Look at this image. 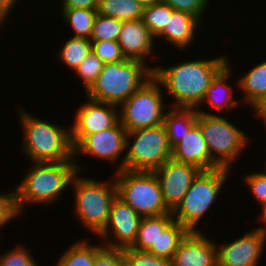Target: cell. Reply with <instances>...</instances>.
I'll list each match as a JSON object with an SVG mask.
<instances>
[{
  "mask_svg": "<svg viewBox=\"0 0 266 266\" xmlns=\"http://www.w3.org/2000/svg\"><path fill=\"white\" fill-rule=\"evenodd\" d=\"M188 59L170 66L156 65L153 78L161 85L167 103L173 108L196 109L203 100L207 88L216 74L228 63V56ZM172 98V99H171Z\"/></svg>",
  "mask_w": 266,
  "mask_h": 266,
  "instance_id": "obj_1",
  "label": "cell"
},
{
  "mask_svg": "<svg viewBox=\"0 0 266 266\" xmlns=\"http://www.w3.org/2000/svg\"><path fill=\"white\" fill-rule=\"evenodd\" d=\"M30 164L14 187L16 206L21 216L27 206L50 207L60 202L78 173L75 161Z\"/></svg>",
  "mask_w": 266,
  "mask_h": 266,
  "instance_id": "obj_2",
  "label": "cell"
},
{
  "mask_svg": "<svg viewBox=\"0 0 266 266\" xmlns=\"http://www.w3.org/2000/svg\"><path fill=\"white\" fill-rule=\"evenodd\" d=\"M21 123L20 149L31 162L74 161L70 126L65 127L46 118L40 119L24 106L17 107Z\"/></svg>",
  "mask_w": 266,
  "mask_h": 266,
  "instance_id": "obj_3",
  "label": "cell"
},
{
  "mask_svg": "<svg viewBox=\"0 0 266 266\" xmlns=\"http://www.w3.org/2000/svg\"><path fill=\"white\" fill-rule=\"evenodd\" d=\"M78 172L72 179L73 214L79 224L98 236L107 225L113 200L117 196V187L112 176L106 180L87 178Z\"/></svg>",
  "mask_w": 266,
  "mask_h": 266,
  "instance_id": "obj_4",
  "label": "cell"
},
{
  "mask_svg": "<svg viewBox=\"0 0 266 266\" xmlns=\"http://www.w3.org/2000/svg\"><path fill=\"white\" fill-rule=\"evenodd\" d=\"M152 77L153 70L139 60L106 63L85 95L119 107Z\"/></svg>",
  "mask_w": 266,
  "mask_h": 266,
  "instance_id": "obj_5",
  "label": "cell"
},
{
  "mask_svg": "<svg viewBox=\"0 0 266 266\" xmlns=\"http://www.w3.org/2000/svg\"><path fill=\"white\" fill-rule=\"evenodd\" d=\"M231 171L225 168L201 171L172 211L174 220L189 231H200L198 225L206 218V214L209 215L207 212L212 209L211 207L215 203L217 205L216 201L221 200L219 195L223 194L224 186L232 175Z\"/></svg>",
  "mask_w": 266,
  "mask_h": 266,
  "instance_id": "obj_6",
  "label": "cell"
},
{
  "mask_svg": "<svg viewBox=\"0 0 266 266\" xmlns=\"http://www.w3.org/2000/svg\"><path fill=\"white\" fill-rule=\"evenodd\" d=\"M226 117L197 112V124L207 142L211 159L220 168L233 170V164L236 165L239 156L250 147L252 137Z\"/></svg>",
  "mask_w": 266,
  "mask_h": 266,
  "instance_id": "obj_7",
  "label": "cell"
},
{
  "mask_svg": "<svg viewBox=\"0 0 266 266\" xmlns=\"http://www.w3.org/2000/svg\"><path fill=\"white\" fill-rule=\"evenodd\" d=\"M117 196L141 217L172 214L162 199L153 171L119 170L113 173Z\"/></svg>",
  "mask_w": 266,
  "mask_h": 266,
  "instance_id": "obj_8",
  "label": "cell"
},
{
  "mask_svg": "<svg viewBox=\"0 0 266 266\" xmlns=\"http://www.w3.org/2000/svg\"><path fill=\"white\" fill-rule=\"evenodd\" d=\"M164 123L127 132L123 170L154 171L171 159Z\"/></svg>",
  "mask_w": 266,
  "mask_h": 266,
  "instance_id": "obj_9",
  "label": "cell"
},
{
  "mask_svg": "<svg viewBox=\"0 0 266 266\" xmlns=\"http://www.w3.org/2000/svg\"><path fill=\"white\" fill-rule=\"evenodd\" d=\"M165 100L161 85L152 77L118 107L119 122L127 132L160 125L170 108Z\"/></svg>",
  "mask_w": 266,
  "mask_h": 266,
  "instance_id": "obj_10",
  "label": "cell"
},
{
  "mask_svg": "<svg viewBox=\"0 0 266 266\" xmlns=\"http://www.w3.org/2000/svg\"><path fill=\"white\" fill-rule=\"evenodd\" d=\"M126 136L127 131L120 122L103 131L85 135L73 147L74 161L78 172H84V168L87 167L78 163L79 160L77 159L80 155L107 161L112 167L113 165L116 166V170L113 169L114 171L123 170L126 155Z\"/></svg>",
  "mask_w": 266,
  "mask_h": 266,
  "instance_id": "obj_11",
  "label": "cell"
},
{
  "mask_svg": "<svg viewBox=\"0 0 266 266\" xmlns=\"http://www.w3.org/2000/svg\"><path fill=\"white\" fill-rule=\"evenodd\" d=\"M142 217L118 196L112 202L104 230L96 237L108 248L125 249L136 240ZM98 238V239H97Z\"/></svg>",
  "mask_w": 266,
  "mask_h": 266,
  "instance_id": "obj_12",
  "label": "cell"
},
{
  "mask_svg": "<svg viewBox=\"0 0 266 266\" xmlns=\"http://www.w3.org/2000/svg\"><path fill=\"white\" fill-rule=\"evenodd\" d=\"M85 102L78 105L74 113V120L70 125L71 142L74 147L85 135L115 126L119 122L117 106L105 102L85 98Z\"/></svg>",
  "mask_w": 266,
  "mask_h": 266,
  "instance_id": "obj_13",
  "label": "cell"
},
{
  "mask_svg": "<svg viewBox=\"0 0 266 266\" xmlns=\"http://www.w3.org/2000/svg\"><path fill=\"white\" fill-rule=\"evenodd\" d=\"M251 229L225 244L221 242L218 245L215 240L217 266H260L259 261L265 254L266 236L255 227Z\"/></svg>",
  "mask_w": 266,
  "mask_h": 266,
  "instance_id": "obj_14",
  "label": "cell"
},
{
  "mask_svg": "<svg viewBox=\"0 0 266 266\" xmlns=\"http://www.w3.org/2000/svg\"><path fill=\"white\" fill-rule=\"evenodd\" d=\"M201 171L197 166L172 158L153 171L160 185L163 202L171 212L181 202Z\"/></svg>",
  "mask_w": 266,
  "mask_h": 266,
  "instance_id": "obj_15",
  "label": "cell"
},
{
  "mask_svg": "<svg viewBox=\"0 0 266 266\" xmlns=\"http://www.w3.org/2000/svg\"><path fill=\"white\" fill-rule=\"evenodd\" d=\"M117 42L126 59L139 60L147 64L152 70L154 69L155 66H152L150 62L155 57V53H157L155 49L158 48L157 45L159 44L156 43L142 19L123 21Z\"/></svg>",
  "mask_w": 266,
  "mask_h": 266,
  "instance_id": "obj_16",
  "label": "cell"
},
{
  "mask_svg": "<svg viewBox=\"0 0 266 266\" xmlns=\"http://www.w3.org/2000/svg\"><path fill=\"white\" fill-rule=\"evenodd\" d=\"M228 57V63L216 74V76L212 79L211 84L207 88L205 96L201 101L200 105L196 108L198 113L203 114H218L222 115L224 112H233V109L243 108L244 106L240 107L239 105L242 104L241 99H235V88L232 85V81L236 76L234 74V68L230 65V61ZM232 78V79H231ZM232 81H231V80ZM211 107L212 111L208 110V108H204L203 106ZM203 107V108H202ZM201 108V109H200ZM206 109V110H205ZM216 112V113H215ZM218 112V113H217Z\"/></svg>",
  "mask_w": 266,
  "mask_h": 266,
  "instance_id": "obj_17",
  "label": "cell"
},
{
  "mask_svg": "<svg viewBox=\"0 0 266 266\" xmlns=\"http://www.w3.org/2000/svg\"><path fill=\"white\" fill-rule=\"evenodd\" d=\"M200 231H189L170 258L171 266H217L215 240Z\"/></svg>",
  "mask_w": 266,
  "mask_h": 266,
  "instance_id": "obj_18",
  "label": "cell"
},
{
  "mask_svg": "<svg viewBox=\"0 0 266 266\" xmlns=\"http://www.w3.org/2000/svg\"><path fill=\"white\" fill-rule=\"evenodd\" d=\"M204 20L201 22L198 18L193 15L183 12L173 10L172 14H168L167 25L165 26L163 32L155 39L158 43L162 39L166 41L168 46H174L177 48V52L189 49L188 47L194 45V41L198 39L197 34L202 25H204ZM198 31V32H197ZM160 39V40H159Z\"/></svg>",
  "mask_w": 266,
  "mask_h": 266,
  "instance_id": "obj_19",
  "label": "cell"
},
{
  "mask_svg": "<svg viewBox=\"0 0 266 266\" xmlns=\"http://www.w3.org/2000/svg\"><path fill=\"white\" fill-rule=\"evenodd\" d=\"M171 158L178 162L197 166L202 171L220 168L210 156L202 131L196 124L182 140L172 148Z\"/></svg>",
  "mask_w": 266,
  "mask_h": 266,
  "instance_id": "obj_20",
  "label": "cell"
},
{
  "mask_svg": "<svg viewBox=\"0 0 266 266\" xmlns=\"http://www.w3.org/2000/svg\"><path fill=\"white\" fill-rule=\"evenodd\" d=\"M242 75V76H241ZM238 79L235 80L237 86L236 91L240 90L242 96L241 102L250 106L252 109L259 101L266 97V58L257 62L247 72H243Z\"/></svg>",
  "mask_w": 266,
  "mask_h": 266,
  "instance_id": "obj_21",
  "label": "cell"
},
{
  "mask_svg": "<svg viewBox=\"0 0 266 266\" xmlns=\"http://www.w3.org/2000/svg\"><path fill=\"white\" fill-rule=\"evenodd\" d=\"M174 220L172 214L142 217L136 240L130 248L148 251L157 256V238Z\"/></svg>",
  "mask_w": 266,
  "mask_h": 266,
  "instance_id": "obj_22",
  "label": "cell"
},
{
  "mask_svg": "<svg viewBox=\"0 0 266 266\" xmlns=\"http://www.w3.org/2000/svg\"><path fill=\"white\" fill-rule=\"evenodd\" d=\"M197 124V111L194 108L170 107L164 115V125L171 148Z\"/></svg>",
  "mask_w": 266,
  "mask_h": 266,
  "instance_id": "obj_23",
  "label": "cell"
},
{
  "mask_svg": "<svg viewBox=\"0 0 266 266\" xmlns=\"http://www.w3.org/2000/svg\"><path fill=\"white\" fill-rule=\"evenodd\" d=\"M99 243L92 244L87 238L77 241L75 240L68 249L61 253V257L57 259L56 266H93L96 253L103 247L100 240ZM101 243V244H100Z\"/></svg>",
  "mask_w": 266,
  "mask_h": 266,
  "instance_id": "obj_24",
  "label": "cell"
},
{
  "mask_svg": "<svg viewBox=\"0 0 266 266\" xmlns=\"http://www.w3.org/2000/svg\"><path fill=\"white\" fill-rule=\"evenodd\" d=\"M144 7L135 0H99L97 15L121 21L142 19Z\"/></svg>",
  "mask_w": 266,
  "mask_h": 266,
  "instance_id": "obj_25",
  "label": "cell"
},
{
  "mask_svg": "<svg viewBox=\"0 0 266 266\" xmlns=\"http://www.w3.org/2000/svg\"><path fill=\"white\" fill-rule=\"evenodd\" d=\"M64 25L69 27V31H73L71 37H80L90 39L95 18L97 16L96 9H60Z\"/></svg>",
  "mask_w": 266,
  "mask_h": 266,
  "instance_id": "obj_26",
  "label": "cell"
},
{
  "mask_svg": "<svg viewBox=\"0 0 266 266\" xmlns=\"http://www.w3.org/2000/svg\"><path fill=\"white\" fill-rule=\"evenodd\" d=\"M57 54L64 67L70 69V72L76 70L82 60L91 52V40L80 37H67L64 45L60 47Z\"/></svg>",
  "mask_w": 266,
  "mask_h": 266,
  "instance_id": "obj_27",
  "label": "cell"
},
{
  "mask_svg": "<svg viewBox=\"0 0 266 266\" xmlns=\"http://www.w3.org/2000/svg\"><path fill=\"white\" fill-rule=\"evenodd\" d=\"M189 230L178 221L173 220L157 238V256L169 259L177 251L181 240Z\"/></svg>",
  "mask_w": 266,
  "mask_h": 266,
  "instance_id": "obj_28",
  "label": "cell"
},
{
  "mask_svg": "<svg viewBox=\"0 0 266 266\" xmlns=\"http://www.w3.org/2000/svg\"><path fill=\"white\" fill-rule=\"evenodd\" d=\"M174 9L164 2L145 7L142 20L149 29L151 35L156 39L164 30L168 21V14Z\"/></svg>",
  "mask_w": 266,
  "mask_h": 266,
  "instance_id": "obj_29",
  "label": "cell"
},
{
  "mask_svg": "<svg viewBox=\"0 0 266 266\" xmlns=\"http://www.w3.org/2000/svg\"><path fill=\"white\" fill-rule=\"evenodd\" d=\"M123 21L112 17L97 15L90 36L91 41H118Z\"/></svg>",
  "mask_w": 266,
  "mask_h": 266,
  "instance_id": "obj_30",
  "label": "cell"
},
{
  "mask_svg": "<svg viewBox=\"0 0 266 266\" xmlns=\"http://www.w3.org/2000/svg\"><path fill=\"white\" fill-rule=\"evenodd\" d=\"M104 62L97 57L92 51L82 60L80 65L73 71L74 75L80 79L81 86L83 84V89L86 92L90 86L97 79L98 75L101 73Z\"/></svg>",
  "mask_w": 266,
  "mask_h": 266,
  "instance_id": "obj_31",
  "label": "cell"
},
{
  "mask_svg": "<svg viewBox=\"0 0 266 266\" xmlns=\"http://www.w3.org/2000/svg\"><path fill=\"white\" fill-rule=\"evenodd\" d=\"M23 244L17 243L14 248L1 253L0 266H40L39 261L33 255L34 252L32 253L31 249Z\"/></svg>",
  "mask_w": 266,
  "mask_h": 266,
  "instance_id": "obj_32",
  "label": "cell"
},
{
  "mask_svg": "<svg viewBox=\"0 0 266 266\" xmlns=\"http://www.w3.org/2000/svg\"><path fill=\"white\" fill-rule=\"evenodd\" d=\"M123 259L125 266H171L169 259L130 247L123 249Z\"/></svg>",
  "mask_w": 266,
  "mask_h": 266,
  "instance_id": "obj_33",
  "label": "cell"
},
{
  "mask_svg": "<svg viewBox=\"0 0 266 266\" xmlns=\"http://www.w3.org/2000/svg\"><path fill=\"white\" fill-rule=\"evenodd\" d=\"M91 51L99 57L104 64L119 62L126 59L117 41H91Z\"/></svg>",
  "mask_w": 266,
  "mask_h": 266,
  "instance_id": "obj_34",
  "label": "cell"
},
{
  "mask_svg": "<svg viewBox=\"0 0 266 266\" xmlns=\"http://www.w3.org/2000/svg\"><path fill=\"white\" fill-rule=\"evenodd\" d=\"M244 186L251 192L255 201H258L259 207L266 204V172L260 170V172L245 173L242 177Z\"/></svg>",
  "mask_w": 266,
  "mask_h": 266,
  "instance_id": "obj_35",
  "label": "cell"
},
{
  "mask_svg": "<svg viewBox=\"0 0 266 266\" xmlns=\"http://www.w3.org/2000/svg\"><path fill=\"white\" fill-rule=\"evenodd\" d=\"M11 191H4L3 193L0 190V229L6 228L9 222L21 216L18 212L16 206L15 190L14 185ZM0 231V235L2 232ZM1 238V237H0Z\"/></svg>",
  "mask_w": 266,
  "mask_h": 266,
  "instance_id": "obj_36",
  "label": "cell"
},
{
  "mask_svg": "<svg viewBox=\"0 0 266 266\" xmlns=\"http://www.w3.org/2000/svg\"><path fill=\"white\" fill-rule=\"evenodd\" d=\"M174 10L183 11L198 18L201 22L205 12L210 8V0H162Z\"/></svg>",
  "mask_w": 266,
  "mask_h": 266,
  "instance_id": "obj_37",
  "label": "cell"
},
{
  "mask_svg": "<svg viewBox=\"0 0 266 266\" xmlns=\"http://www.w3.org/2000/svg\"><path fill=\"white\" fill-rule=\"evenodd\" d=\"M93 266H125L123 249L103 246L96 253Z\"/></svg>",
  "mask_w": 266,
  "mask_h": 266,
  "instance_id": "obj_38",
  "label": "cell"
},
{
  "mask_svg": "<svg viewBox=\"0 0 266 266\" xmlns=\"http://www.w3.org/2000/svg\"><path fill=\"white\" fill-rule=\"evenodd\" d=\"M62 4L59 3L60 9H96L99 0H61Z\"/></svg>",
  "mask_w": 266,
  "mask_h": 266,
  "instance_id": "obj_39",
  "label": "cell"
},
{
  "mask_svg": "<svg viewBox=\"0 0 266 266\" xmlns=\"http://www.w3.org/2000/svg\"><path fill=\"white\" fill-rule=\"evenodd\" d=\"M20 1L22 0H0V12L7 19H10V16L14 14L13 10H16L15 7H18Z\"/></svg>",
  "mask_w": 266,
  "mask_h": 266,
  "instance_id": "obj_40",
  "label": "cell"
},
{
  "mask_svg": "<svg viewBox=\"0 0 266 266\" xmlns=\"http://www.w3.org/2000/svg\"><path fill=\"white\" fill-rule=\"evenodd\" d=\"M260 212L258 213L257 221L261 225L257 224L256 229L259 230L264 236H266V204L260 206ZM263 224V225H262ZM259 225V226H258Z\"/></svg>",
  "mask_w": 266,
  "mask_h": 266,
  "instance_id": "obj_41",
  "label": "cell"
},
{
  "mask_svg": "<svg viewBox=\"0 0 266 266\" xmlns=\"http://www.w3.org/2000/svg\"><path fill=\"white\" fill-rule=\"evenodd\" d=\"M251 110L255 116H266V97L259 101Z\"/></svg>",
  "mask_w": 266,
  "mask_h": 266,
  "instance_id": "obj_42",
  "label": "cell"
},
{
  "mask_svg": "<svg viewBox=\"0 0 266 266\" xmlns=\"http://www.w3.org/2000/svg\"><path fill=\"white\" fill-rule=\"evenodd\" d=\"M135 1L140 3L144 8L162 2V0H135Z\"/></svg>",
  "mask_w": 266,
  "mask_h": 266,
  "instance_id": "obj_43",
  "label": "cell"
},
{
  "mask_svg": "<svg viewBox=\"0 0 266 266\" xmlns=\"http://www.w3.org/2000/svg\"><path fill=\"white\" fill-rule=\"evenodd\" d=\"M9 25L8 19L0 12V31H4V26Z\"/></svg>",
  "mask_w": 266,
  "mask_h": 266,
  "instance_id": "obj_44",
  "label": "cell"
},
{
  "mask_svg": "<svg viewBox=\"0 0 266 266\" xmlns=\"http://www.w3.org/2000/svg\"><path fill=\"white\" fill-rule=\"evenodd\" d=\"M258 119L257 120H261V122L263 121V123H261V124H264L263 126V128L265 129V131H266V116H256ZM266 133V132H265Z\"/></svg>",
  "mask_w": 266,
  "mask_h": 266,
  "instance_id": "obj_45",
  "label": "cell"
},
{
  "mask_svg": "<svg viewBox=\"0 0 266 266\" xmlns=\"http://www.w3.org/2000/svg\"><path fill=\"white\" fill-rule=\"evenodd\" d=\"M263 165H264L263 166L264 168H262V169L266 172V158H265V161H264Z\"/></svg>",
  "mask_w": 266,
  "mask_h": 266,
  "instance_id": "obj_46",
  "label": "cell"
}]
</instances>
